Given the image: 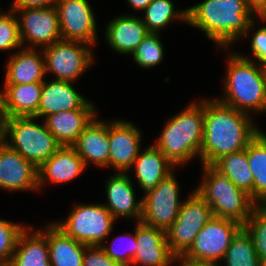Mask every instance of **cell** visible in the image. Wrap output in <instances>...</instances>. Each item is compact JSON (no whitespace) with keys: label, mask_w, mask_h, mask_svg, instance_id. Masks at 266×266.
<instances>
[{"label":"cell","mask_w":266,"mask_h":266,"mask_svg":"<svg viewBox=\"0 0 266 266\" xmlns=\"http://www.w3.org/2000/svg\"><path fill=\"white\" fill-rule=\"evenodd\" d=\"M260 132L249 114L229 107L216 98L204 101V135L200 149L202 165L245 149Z\"/></svg>","instance_id":"6da1fadb"},{"label":"cell","mask_w":266,"mask_h":266,"mask_svg":"<svg viewBox=\"0 0 266 266\" xmlns=\"http://www.w3.org/2000/svg\"><path fill=\"white\" fill-rule=\"evenodd\" d=\"M252 13L245 0H204L187 9L186 23L205 32L220 48H228L248 35L255 23Z\"/></svg>","instance_id":"7a4b0ae2"},{"label":"cell","mask_w":266,"mask_h":266,"mask_svg":"<svg viewBox=\"0 0 266 266\" xmlns=\"http://www.w3.org/2000/svg\"><path fill=\"white\" fill-rule=\"evenodd\" d=\"M228 62L225 98L217 100L246 114L250 110L266 112V67L256 66L254 61L237 53L230 55Z\"/></svg>","instance_id":"3957f363"},{"label":"cell","mask_w":266,"mask_h":266,"mask_svg":"<svg viewBox=\"0 0 266 266\" xmlns=\"http://www.w3.org/2000/svg\"><path fill=\"white\" fill-rule=\"evenodd\" d=\"M203 135L204 100L170 118L154 145L176 167L200 156Z\"/></svg>","instance_id":"277c9868"},{"label":"cell","mask_w":266,"mask_h":266,"mask_svg":"<svg viewBox=\"0 0 266 266\" xmlns=\"http://www.w3.org/2000/svg\"><path fill=\"white\" fill-rule=\"evenodd\" d=\"M203 170L204 181L196 192L210 205L213 216L244 225L257 204L212 165H203Z\"/></svg>","instance_id":"5b68a950"},{"label":"cell","mask_w":266,"mask_h":266,"mask_svg":"<svg viewBox=\"0 0 266 266\" xmlns=\"http://www.w3.org/2000/svg\"><path fill=\"white\" fill-rule=\"evenodd\" d=\"M35 119L33 116L5 117L4 143L38 169L61 145L45 123L41 126L33 121ZM7 136L11 141L6 140Z\"/></svg>","instance_id":"8992f818"},{"label":"cell","mask_w":266,"mask_h":266,"mask_svg":"<svg viewBox=\"0 0 266 266\" xmlns=\"http://www.w3.org/2000/svg\"><path fill=\"white\" fill-rule=\"evenodd\" d=\"M242 227L235 220L213 216L178 261L182 264H217L224 258L232 238Z\"/></svg>","instance_id":"52a82bcc"},{"label":"cell","mask_w":266,"mask_h":266,"mask_svg":"<svg viewBox=\"0 0 266 266\" xmlns=\"http://www.w3.org/2000/svg\"><path fill=\"white\" fill-rule=\"evenodd\" d=\"M212 217L210 205L196 190L182 202L177 218L166 230L170 250L178 259L189 250L196 235Z\"/></svg>","instance_id":"ba28073f"},{"label":"cell","mask_w":266,"mask_h":266,"mask_svg":"<svg viewBox=\"0 0 266 266\" xmlns=\"http://www.w3.org/2000/svg\"><path fill=\"white\" fill-rule=\"evenodd\" d=\"M65 220L55 225L67 236L88 246H100L115 221L103 204L76 205Z\"/></svg>","instance_id":"9c48e42d"},{"label":"cell","mask_w":266,"mask_h":266,"mask_svg":"<svg viewBox=\"0 0 266 266\" xmlns=\"http://www.w3.org/2000/svg\"><path fill=\"white\" fill-rule=\"evenodd\" d=\"M88 43L59 40L42 48L45 58V73L55 74V80L75 81L93 62Z\"/></svg>","instance_id":"30bf717a"},{"label":"cell","mask_w":266,"mask_h":266,"mask_svg":"<svg viewBox=\"0 0 266 266\" xmlns=\"http://www.w3.org/2000/svg\"><path fill=\"white\" fill-rule=\"evenodd\" d=\"M182 202L173 172L142 198V218L145 225L166 231L177 218Z\"/></svg>","instance_id":"8fae6325"},{"label":"cell","mask_w":266,"mask_h":266,"mask_svg":"<svg viewBox=\"0 0 266 266\" xmlns=\"http://www.w3.org/2000/svg\"><path fill=\"white\" fill-rule=\"evenodd\" d=\"M55 7L58 11L62 40L95 45L96 22L87 0H58Z\"/></svg>","instance_id":"7c38bea8"},{"label":"cell","mask_w":266,"mask_h":266,"mask_svg":"<svg viewBox=\"0 0 266 266\" xmlns=\"http://www.w3.org/2000/svg\"><path fill=\"white\" fill-rule=\"evenodd\" d=\"M12 11L21 14V20L18 19L21 42L25 44L24 41H28L30 42L29 45L32 44V46L26 48L33 49L37 45L45 48L61 40L56 7L27 8Z\"/></svg>","instance_id":"4fadbf2b"},{"label":"cell","mask_w":266,"mask_h":266,"mask_svg":"<svg viewBox=\"0 0 266 266\" xmlns=\"http://www.w3.org/2000/svg\"><path fill=\"white\" fill-rule=\"evenodd\" d=\"M141 133L126 121L109 123V165L121 173L129 171L139 155Z\"/></svg>","instance_id":"5bb4252c"},{"label":"cell","mask_w":266,"mask_h":266,"mask_svg":"<svg viewBox=\"0 0 266 266\" xmlns=\"http://www.w3.org/2000/svg\"><path fill=\"white\" fill-rule=\"evenodd\" d=\"M0 188L39 190L37 168L4 142L0 144Z\"/></svg>","instance_id":"9a60e30c"},{"label":"cell","mask_w":266,"mask_h":266,"mask_svg":"<svg viewBox=\"0 0 266 266\" xmlns=\"http://www.w3.org/2000/svg\"><path fill=\"white\" fill-rule=\"evenodd\" d=\"M137 250L132 265L168 266L179 260L170 250L166 231L143 224L136 225Z\"/></svg>","instance_id":"2e32d148"},{"label":"cell","mask_w":266,"mask_h":266,"mask_svg":"<svg viewBox=\"0 0 266 266\" xmlns=\"http://www.w3.org/2000/svg\"><path fill=\"white\" fill-rule=\"evenodd\" d=\"M42 82V93L36 119L50 114L74 109H94V105L77 93L70 81L54 80Z\"/></svg>","instance_id":"e0dca14e"},{"label":"cell","mask_w":266,"mask_h":266,"mask_svg":"<svg viewBox=\"0 0 266 266\" xmlns=\"http://www.w3.org/2000/svg\"><path fill=\"white\" fill-rule=\"evenodd\" d=\"M95 117L79 135L72 147L85 166L92 162L99 167L109 166V124Z\"/></svg>","instance_id":"ac0fdd59"},{"label":"cell","mask_w":266,"mask_h":266,"mask_svg":"<svg viewBox=\"0 0 266 266\" xmlns=\"http://www.w3.org/2000/svg\"><path fill=\"white\" fill-rule=\"evenodd\" d=\"M4 85V90L0 92V107L4 117H34L37 114L42 82Z\"/></svg>","instance_id":"d6986e66"},{"label":"cell","mask_w":266,"mask_h":266,"mask_svg":"<svg viewBox=\"0 0 266 266\" xmlns=\"http://www.w3.org/2000/svg\"><path fill=\"white\" fill-rule=\"evenodd\" d=\"M82 158L72 146H61L38 169V188L45 181L53 183L68 182L80 175L85 169Z\"/></svg>","instance_id":"ffe728a7"},{"label":"cell","mask_w":266,"mask_h":266,"mask_svg":"<svg viewBox=\"0 0 266 266\" xmlns=\"http://www.w3.org/2000/svg\"><path fill=\"white\" fill-rule=\"evenodd\" d=\"M126 173L118 172L108 179L106 193L108 204L104 206L116 220L117 217H136L140 222L142 218V200L136 203L134 188Z\"/></svg>","instance_id":"44dd1931"},{"label":"cell","mask_w":266,"mask_h":266,"mask_svg":"<svg viewBox=\"0 0 266 266\" xmlns=\"http://www.w3.org/2000/svg\"><path fill=\"white\" fill-rule=\"evenodd\" d=\"M95 114V109L60 111L47 116L44 123L61 146H72Z\"/></svg>","instance_id":"7402d4cb"},{"label":"cell","mask_w":266,"mask_h":266,"mask_svg":"<svg viewBox=\"0 0 266 266\" xmlns=\"http://www.w3.org/2000/svg\"><path fill=\"white\" fill-rule=\"evenodd\" d=\"M148 33L142 18L123 15L109 22L105 36L115 51L121 54H133Z\"/></svg>","instance_id":"603a6c76"},{"label":"cell","mask_w":266,"mask_h":266,"mask_svg":"<svg viewBox=\"0 0 266 266\" xmlns=\"http://www.w3.org/2000/svg\"><path fill=\"white\" fill-rule=\"evenodd\" d=\"M135 175L145 195L151 192L156 185L166 178L175 166L154 145L147 147L133 162Z\"/></svg>","instance_id":"cb8c5ba5"},{"label":"cell","mask_w":266,"mask_h":266,"mask_svg":"<svg viewBox=\"0 0 266 266\" xmlns=\"http://www.w3.org/2000/svg\"><path fill=\"white\" fill-rule=\"evenodd\" d=\"M35 48L23 50L10 57L7 63L5 84H28L43 82L45 73L44 55Z\"/></svg>","instance_id":"d4e9b609"},{"label":"cell","mask_w":266,"mask_h":266,"mask_svg":"<svg viewBox=\"0 0 266 266\" xmlns=\"http://www.w3.org/2000/svg\"><path fill=\"white\" fill-rule=\"evenodd\" d=\"M47 243L51 266H83V257L88 245L67 236L55 224L47 225Z\"/></svg>","instance_id":"484cf974"},{"label":"cell","mask_w":266,"mask_h":266,"mask_svg":"<svg viewBox=\"0 0 266 266\" xmlns=\"http://www.w3.org/2000/svg\"><path fill=\"white\" fill-rule=\"evenodd\" d=\"M33 232V227H25L20 234L9 266H51L47 234Z\"/></svg>","instance_id":"4316f807"},{"label":"cell","mask_w":266,"mask_h":266,"mask_svg":"<svg viewBox=\"0 0 266 266\" xmlns=\"http://www.w3.org/2000/svg\"><path fill=\"white\" fill-rule=\"evenodd\" d=\"M212 166L239 189L247 192L254 201V179L248 165V146L221 157Z\"/></svg>","instance_id":"83f0119b"},{"label":"cell","mask_w":266,"mask_h":266,"mask_svg":"<svg viewBox=\"0 0 266 266\" xmlns=\"http://www.w3.org/2000/svg\"><path fill=\"white\" fill-rule=\"evenodd\" d=\"M248 165L254 179V202L266 205V133L262 131L248 144Z\"/></svg>","instance_id":"f1b7e54d"},{"label":"cell","mask_w":266,"mask_h":266,"mask_svg":"<svg viewBox=\"0 0 266 266\" xmlns=\"http://www.w3.org/2000/svg\"><path fill=\"white\" fill-rule=\"evenodd\" d=\"M222 260L225 266H263L250 235L243 227L232 238Z\"/></svg>","instance_id":"f546056e"},{"label":"cell","mask_w":266,"mask_h":266,"mask_svg":"<svg viewBox=\"0 0 266 266\" xmlns=\"http://www.w3.org/2000/svg\"><path fill=\"white\" fill-rule=\"evenodd\" d=\"M144 11L145 16L142 20L149 33L160 32L161 28L176 18L187 21V9L175 11L171 0H153Z\"/></svg>","instance_id":"4dcf8cb0"},{"label":"cell","mask_w":266,"mask_h":266,"mask_svg":"<svg viewBox=\"0 0 266 266\" xmlns=\"http://www.w3.org/2000/svg\"><path fill=\"white\" fill-rule=\"evenodd\" d=\"M250 235L262 265H266V205H257L243 225Z\"/></svg>","instance_id":"1f68e13d"},{"label":"cell","mask_w":266,"mask_h":266,"mask_svg":"<svg viewBox=\"0 0 266 266\" xmlns=\"http://www.w3.org/2000/svg\"><path fill=\"white\" fill-rule=\"evenodd\" d=\"M163 46L158 33H148L133 52L135 62L143 68H151L161 63Z\"/></svg>","instance_id":"d6a6232c"},{"label":"cell","mask_w":266,"mask_h":266,"mask_svg":"<svg viewBox=\"0 0 266 266\" xmlns=\"http://www.w3.org/2000/svg\"><path fill=\"white\" fill-rule=\"evenodd\" d=\"M14 13L12 10L8 14L0 12V50L22 47L18 18Z\"/></svg>","instance_id":"836d02e7"},{"label":"cell","mask_w":266,"mask_h":266,"mask_svg":"<svg viewBox=\"0 0 266 266\" xmlns=\"http://www.w3.org/2000/svg\"><path fill=\"white\" fill-rule=\"evenodd\" d=\"M24 229L19 224L0 219V260L10 263L20 234Z\"/></svg>","instance_id":"e575fe53"},{"label":"cell","mask_w":266,"mask_h":266,"mask_svg":"<svg viewBox=\"0 0 266 266\" xmlns=\"http://www.w3.org/2000/svg\"><path fill=\"white\" fill-rule=\"evenodd\" d=\"M124 238H127L126 240L128 242H125ZM118 239V240H117ZM122 240L124 241V246L121 244V246L118 244V242H122ZM115 241H117V244L120 246V248H116L114 245V243H116ZM126 246V247H125ZM100 247L103 249V251L106 253V255L111 258L112 260L119 262L120 264H122L123 266H131L132 260L136 254V250H137V243H136V228H135V233L134 235H126V236H118L115 237V239H113L111 247L110 246H106V245H100ZM122 247V249H121ZM124 250V251H123Z\"/></svg>","instance_id":"d590c367"},{"label":"cell","mask_w":266,"mask_h":266,"mask_svg":"<svg viewBox=\"0 0 266 266\" xmlns=\"http://www.w3.org/2000/svg\"><path fill=\"white\" fill-rule=\"evenodd\" d=\"M83 266H123L109 258L100 246H87L83 257Z\"/></svg>","instance_id":"8d00e7d4"},{"label":"cell","mask_w":266,"mask_h":266,"mask_svg":"<svg viewBox=\"0 0 266 266\" xmlns=\"http://www.w3.org/2000/svg\"><path fill=\"white\" fill-rule=\"evenodd\" d=\"M251 49L256 61L266 67V27L258 29L252 37Z\"/></svg>","instance_id":"74e56055"},{"label":"cell","mask_w":266,"mask_h":266,"mask_svg":"<svg viewBox=\"0 0 266 266\" xmlns=\"http://www.w3.org/2000/svg\"><path fill=\"white\" fill-rule=\"evenodd\" d=\"M58 0H14L10 10L55 7Z\"/></svg>","instance_id":"f35d334b"},{"label":"cell","mask_w":266,"mask_h":266,"mask_svg":"<svg viewBox=\"0 0 266 266\" xmlns=\"http://www.w3.org/2000/svg\"><path fill=\"white\" fill-rule=\"evenodd\" d=\"M252 12L259 15L260 20H266V0H245Z\"/></svg>","instance_id":"ab89813d"},{"label":"cell","mask_w":266,"mask_h":266,"mask_svg":"<svg viewBox=\"0 0 266 266\" xmlns=\"http://www.w3.org/2000/svg\"><path fill=\"white\" fill-rule=\"evenodd\" d=\"M129 5L136 10H143L153 1V0H127Z\"/></svg>","instance_id":"60d3db41"},{"label":"cell","mask_w":266,"mask_h":266,"mask_svg":"<svg viewBox=\"0 0 266 266\" xmlns=\"http://www.w3.org/2000/svg\"><path fill=\"white\" fill-rule=\"evenodd\" d=\"M4 114L0 107V144L4 142Z\"/></svg>","instance_id":"b9f144b4"},{"label":"cell","mask_w":266,"mask_h":266,"mask_svg":"<svg viewBox=\"0 0 266 266\" xmlns=\"http://www.w3.org/2000/svg\"><path fill=\"white\" fill-rule=\"evenodd\" d=\"M181 266H219L218 264H181Z\"/></svg>","instance_id":"7bdbcfd3"},{"label":"cell","mask_w":266,"mask_h":266,"mask_svg":"<svg viewBox=\"0 0 266 266\" xmlns=\"http://www.w3.org/2000/svg\"><path fill=\"white\" fill-rule=\"evenodd\" d=\"M0 266H9V262H6L4 260H0Z\"/></svg>","instance_id":"ee69618b"}]
</instances>
